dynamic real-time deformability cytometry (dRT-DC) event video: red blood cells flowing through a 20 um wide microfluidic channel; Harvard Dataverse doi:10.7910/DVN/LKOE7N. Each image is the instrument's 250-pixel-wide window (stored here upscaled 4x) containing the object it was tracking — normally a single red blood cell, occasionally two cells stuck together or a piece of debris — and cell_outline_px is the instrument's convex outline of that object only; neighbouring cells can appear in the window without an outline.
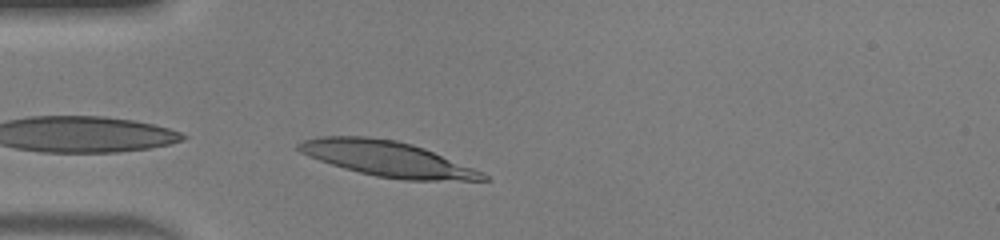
{"species": "human", "species_latin": "Homo sapiens", "temperature_condition": "warm", "stored_images_in_passage": 31, "camera_frame_rate_fps": 3000, "um_per_image_px": 0.085, "donor": {"sex": "male"}, "frame": {"image": 1, "passage_image": 1, "time_ms": 0.0, "image_size_px": [1000, 240], "cell_outline_px": [[492, 180], [404, 180], [376, 176], [344, 168], [308, 156], [300, 152], [296, 148], [296, 144], [304, 140], [320, 136], [368, 136], [396, 140], [412, 144], [424, 148], [484, 172]], "centroid_in_image_um": [32.93, 13.49], "position_along_channel_um": 52.1, "area_um2": 37.74}}
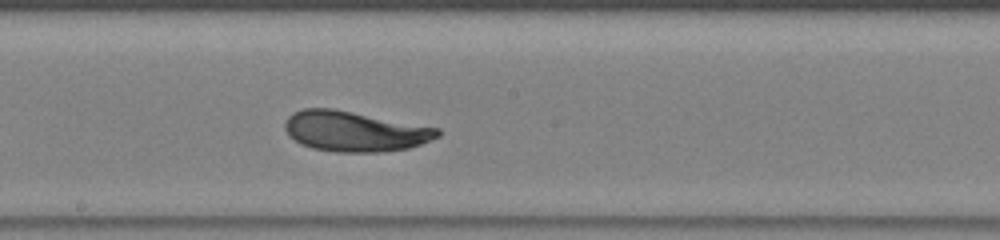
{"frame": {"image": 2, "passage_image": 14, "time_ms": 4.333, "image_size_px": [1000, 240], "cell_outline_px": [[440, 136], [420, 144], [408, 148], [380, 152], [336, 152], [312, 148], [296, 140], [284, 128], [284, 124], [288, 116], [292, 112], [304, 108], [332, 108], [440, 128]], "centroid_in_image_um": [30.16, 11.15], "position_along_channel_um": 218.0, "area_um2": 35.6}}
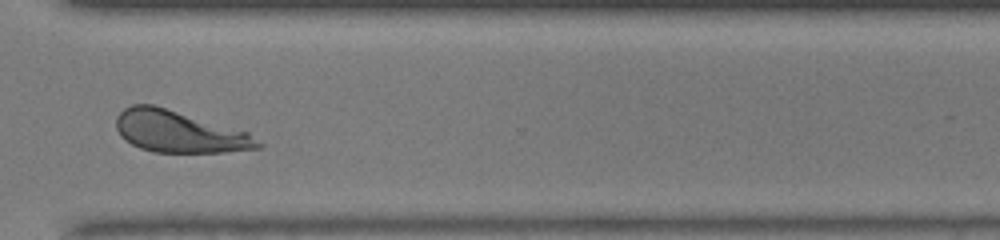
{"frame": {"image": 3, "passage_image": 24, "time_ms": 7.667, "image_size_px": [1000, 240], "cell_outline_px": [[264, 144], [260, 148], [224, 152], [152, 152], [140, 148], [124, 140], [120, 136], [116, 128], [116, 116], [124, 108], [132, 104], [152, 104], [248, 132]], "centroid_in_image_um": [15.2, 11.2], "position_along_channel_um": 355.4, "area_um2": 34.33}, "authors_computed_cell_mechanics": {"area_um2": 35.6048, "velocity_mm_per_s": 4.1141, "shape_relaxation_time_tau1_ms": 3.031, "shape_relaxation_time_tau2_ms": 1.7135, "deformation_change_tau1": 0.1795, "deformation_change_tau2": 0.0816}}